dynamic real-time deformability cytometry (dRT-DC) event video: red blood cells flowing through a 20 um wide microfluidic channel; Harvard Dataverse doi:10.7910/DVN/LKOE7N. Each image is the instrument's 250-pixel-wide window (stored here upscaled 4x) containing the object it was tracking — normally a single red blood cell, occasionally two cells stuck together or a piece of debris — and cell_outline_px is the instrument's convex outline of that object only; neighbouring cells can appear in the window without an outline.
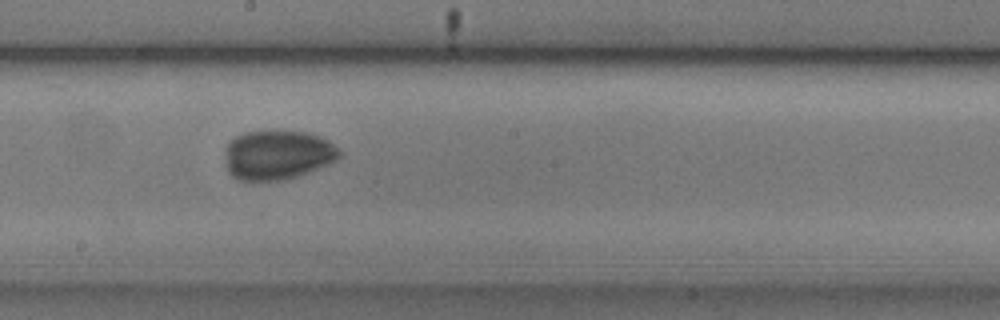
{"species": "common noctule bat (a hibernating species)", "species_latin": "Nyctalus noctula", "temperature_condition": "cold", "stored_images_in_passage": 53, "camera_frame_rate_fps": 3000, "um_per_image_px": 0.085, "animal": {"sex": "male", "body_mass_g": 20.5, "forearm_length_mm": 52.5}, "frame": {"image": 1, "passage_image": 29, "time_ms": 9.333, "image_size_px": [1000, 320], "cell_outline_px": [[344, 152], [336, 160], [328, 164], [308, 172], [284, 180], [236, 180], [228, 172], [224, 148], [236, 136], [244, 132], [308, 132], [320, 136], [328, 140], [340, 148]], "centroid_in_image_um": [23.61, 13.17], "position_along_channel_um": 224.6, "area_um2": 32.89}}
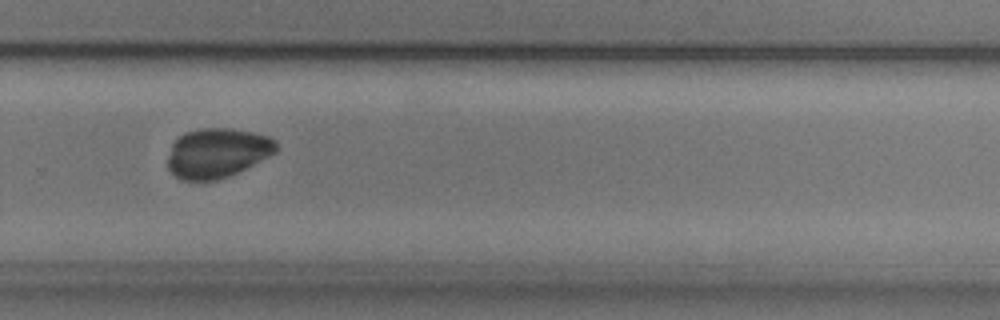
{"frame": {"image": 2, "passage_image": 36, "time_ms": 11.667, "image_size_px": [1000, 320], "cell_outline_px": [[280, 148], [276, 152], [240, 172], [216, 180], [180, 180], [168, 168], [168, 156], [172, 144], [184, 132], [200, 128], [232, 128], [256, 132], [268, 136], [276, 140]], "centroid_in_image_um": [18.51, 12.99], "position_along_channel_um": 311.3, "area_um2": 31.67}}
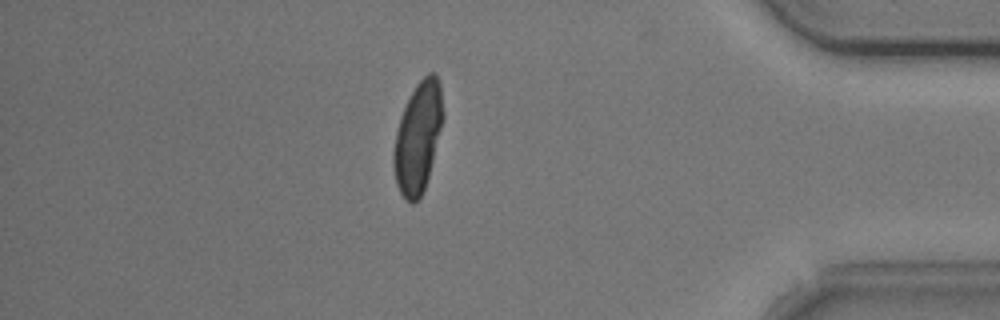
{"frame": {"image": 3, "passage_image": 46, "time_ms": 15.0, "image_size_px": [1000, 320], "cell_outline_px": [[444, 116], [428, 176], [424, 188], [420, 196], [412, 204], [404, 200], [396, 184], [392, 164], [392, 156], [396, 132], [400, 116], [416, 84], [428, 72], [436, 72], [440, 84]], "centroid_in_image_um": [35.51, 11.66], "position_along_channel_um": 399.7, "area_um2": 31.67}}